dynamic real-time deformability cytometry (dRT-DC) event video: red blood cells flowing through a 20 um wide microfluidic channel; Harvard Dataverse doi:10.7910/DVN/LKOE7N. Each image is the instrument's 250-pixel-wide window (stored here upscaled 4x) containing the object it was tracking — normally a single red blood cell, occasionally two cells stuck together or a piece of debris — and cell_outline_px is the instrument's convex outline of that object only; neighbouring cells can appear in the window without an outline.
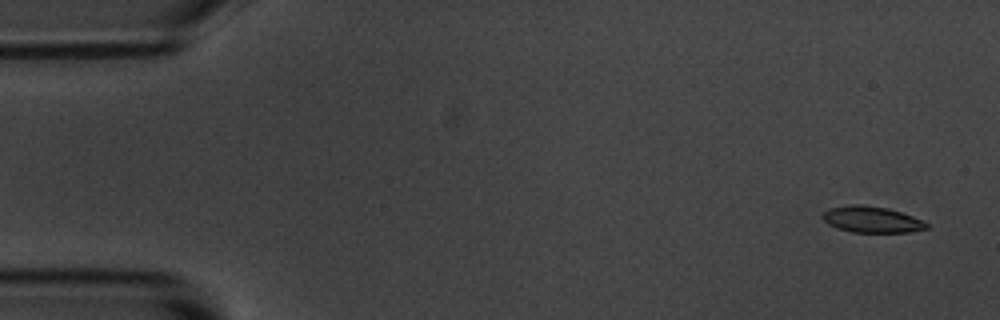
{"species": "common noctule bat (a hibernating species)", "species_latin": "Nyctalus noctula", "temperature_condition": "room temperature", "stored_images_in_passage": 6, "camera_frame_rate_fps": 3000, "um_per_image_px": 0.085, "animal": {"sex": "male", "body_mass_g": 20.1, "forearm_length_mm": 53.5}, "frame": {"image": 1, "passage_image": 1, "time_ms": 0.0, "image_size_px": [1000, 320], "cell_outline_px": [[928, 228], [908, 232], [852, 232], [836, 228], [828, 224], [820, 216], [828, 208], [848, 204], [860, 204], [888, 208], [924, 220], [928, 224]], "centroid_in_image_um": [74.06, 18.65], "position_along_channel_um": 10.9, "area_um2": 16.01}}
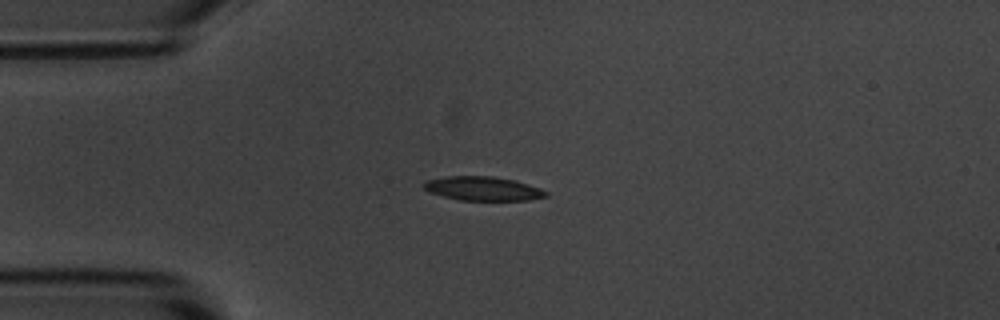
{"frame": {"image": 2, "passage_image": 4, "time_ms": 3.667, "image_size_px": [1000, 320], "cell_outline_px": [[548, 196], [528, 200], [460, 200], [428, 192], [424, 188], [424, 184], [428, 180], [444, 176], [492, 176], [516, 180], [540, 188], [548, 192]], "centroid_in_image_um": [41.07, 16.02], "position_along_channel_um": 43.9, "area_um2": 17.05}}